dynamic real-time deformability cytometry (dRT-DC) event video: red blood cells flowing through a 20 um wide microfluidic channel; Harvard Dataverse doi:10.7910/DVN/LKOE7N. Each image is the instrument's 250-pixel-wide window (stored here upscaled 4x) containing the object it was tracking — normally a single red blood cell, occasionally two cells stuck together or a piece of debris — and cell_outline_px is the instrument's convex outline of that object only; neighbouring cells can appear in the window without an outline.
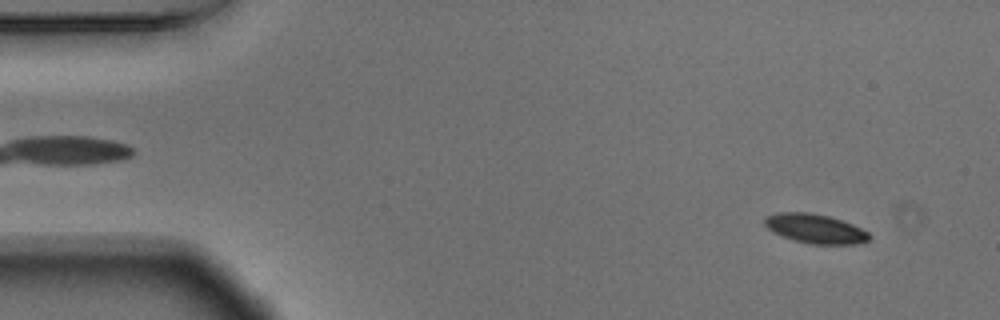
{"species": "Egyptian fruit bat (a non-hibernating species)", "species_latin": "Rousettus aegyptiacus", "temperature_condition": "warm", "stored_images_in_passage": 54, "camera_frame_rate_fps": 3000, "um_per_image_px": 0.085, "animal": {"sex": "male"}, "frame": {"image": 1, "passage_image": 4, "time_ms": 1.0, "image_size_px": [1000, 320], "cell_outline_px": [[872, 236], [868, 240], [856, 244], [812, 244], [792, 240], [768, 228], [764, 224], [764, 216], [776, 212], [808, 212], [828, 216], [852, 224], [868, 232]], "centroid_in_image_um": [69.28, 19.43], "position_along_channel_um": 15.7, "area_um2": 17.74}}
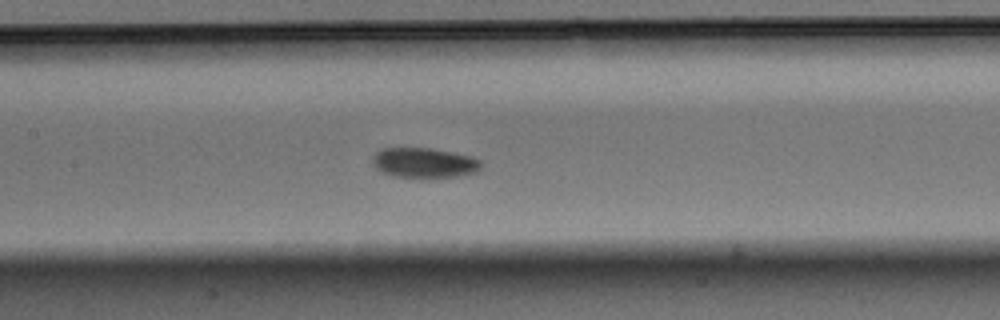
{"frame": {"image": 2, "passage_image": 25, "time_ms": 8.0, "image_size_px": [1000, 320], "cell_outline_px": [[480, 168], [476, 172], [460, 176], [424, 180], [392, 176], [380, 172], [372, 164], [372, 160], [376, 152], [380, 148], [432, 148], [472, 156], [480, 160]], "centroid_in_image_um": [36.03, 13.88], "position_along_channel_um": 171.4, "area_um2": 19.77}}
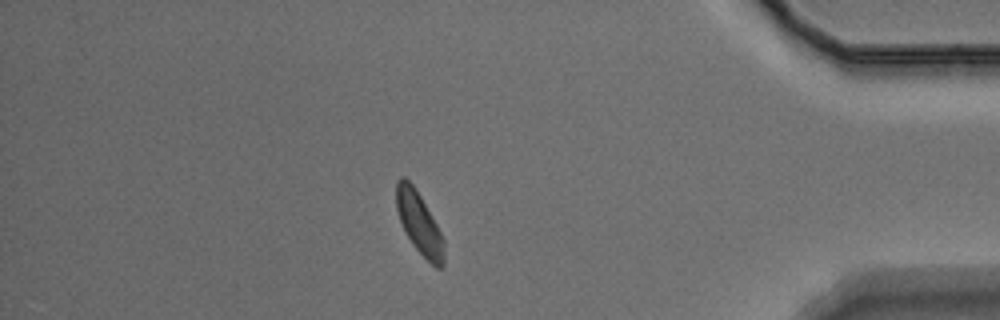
{"frame": {"image": 3, "passage_image": 47, "time_ms": 15.333, "image_size_px": [1000, 320], "cell_outline_px": [[444, 264], [440, 268], [436, 268], [412, 244], [400, 220], [396, 208], [396, 180], [400, 176], [404, 176], [412, 184], [420, 196], [436, 224], [444, 240]], "centroid_in_image_um": [35.62, 18.95], "position_along_channel_um": 399.6, "area_um2": 16.82}, "authors_computed_cell_mechanics": {"area_um2": 18.2359, "velocity_mm_per_s": 3.6449, "shape_relaxation_time_tau1_ms": 3.5226, "shape_relaxation_time_tau2_ms": 11.299, "deformation_change_tau1": 0.0949, "deformation_change_tau2": 0.1429}}